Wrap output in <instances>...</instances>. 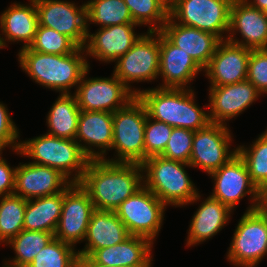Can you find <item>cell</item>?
Segmentation results:
<instances>
[{
  "label": "cell",
  "instance_id": "5bb4252c",
  "mask_svg": "<svg viewBox=\"0 0 267 267\" xmlns=\"http://www.w3.org/2000/svg\"><path fill=\"white\" fill-rule=\"evenodd\" d=\"M35 6L40 26L54 29L84 48L88 34L86 3L78 7L64 0H35Z\"/></svg>",
  "mask_w": 267,
  "mask_h": 267
},
{
  "label": "cell",
  "instance_id": "f546056e",
  "mask_svg": "<svg viewBox=\"0 0 267 267\" xmlns=\"http://www.w3.org/2000/svg\"><path fill=\"white\" fill-rule=\"evenodd\" d=\"M87 32L89 24L101 28L112 25L134 23L124 0H90L86 3ZM91 22V23H89Z\"/></svg>",
  "mask_w": 267,
  "mask_h": 267
},
{
  "label": "cell",
  "instance_id": "2e32d148",
  "mask_svg": "<svg viewBox=\"0 0 267 267\" xmlns=\"http://www.w3.org/2000/svg\"><path fill=\"white\" fill-rule=\"evenodd\" d=\"M261 94L248 80L209 88V118L212 123L227 125L225 121L235 118L258 99Z\"/></svg>",
  "mask_w": 267,
  "mask_h": 267
},
{
  "label": "cell",
  "instance_id": "3957f363",
  "mask_svg": "<svg viewBox=\"0 0 267 267\" xmlns=\"http://www.w3.org/2000/svg\"><path fill=\"white\" fill-rule=\"evenodd\" d=\"M144 104L147 116L166 123L173 128L197 131L211 121L209 112L195 102L191 88H157L138 90L136 95Z\"/></svg>",
  "mask_w": 267,
  "mask_h": 267
},
{
  "label": "cell",
  "instance_id": "5b68a950",
  "mask_svg": "<svg viewBox=\"0 0 267 267\" xmlns=\"http://www.w3.org/2000/svg\"><path fill=\"white\" fill-rule=\"evenodd\" d=\"M15 152L32 158L34 164L57 169L72 183L81 181L90 161L75 140L48 134L21 141Z\"/></svg>",
  "mask_w": 267,
  "mask_h": 267
},
{
  "label": "cell",
  "instance_id": "30bf717a",
  "mask_svg": "<svg viewBox=\"0 0 267 267\" xmlns=\"http://www.w3.org/2000/svg\"><path fill=\"white\" fill-rule=\"evenodd\" d=\"M165 209L166 205L143 185L114 212L130 235L146 237L153 242L161 229Z\"/></svg>",
  "mask_w": 267,
  "mask_h": 267
},
{
  "label": "cell",
  "instance_id": "83f0119b",
  "mask_svg": "<svg viewBox=\"0 0 267 267\" xmlns=\"http://www.w3.org/2000/svg\"><path fill=\"white\" fill-rule=\"evenodd\" d=\"M65 190L51 196L27 200L24 229L54 234L60 219Z\"/></svg>",
  "mask_w": 267,
  "mask_h": 267
},
{
  "label": "cell",
  "instance_id": "ffe728a7",
  "mask_svg": "<svg viewBox=\"0 0 267 267\" xmlns=\"http://www.w3.org/2000/svg\"><path fill=\"white\" fill-rule=\"evenodd\" d=\"M75 141L90 160H103L106 151L112 147L113 113L81 110ZM92 146L98 148V151L96 152Z\"/></svg>",
  "mask_w": 267,
  "mask_h": 267
},
{
  "label": "cell",
  "instance_id": "d6a6232c",
  "mask_svg": "<svg viewBox=\"0 0 267 267\" xmlns=\"http://www.w3.org/2000/svg\"><path fill=\"white\" fill-rule=\"evenodd\" d=\"M26 204L15 194L0 197V243L7 244L24 229Z\"/></svg>",
  "mask_w": 267,
  "mask_h": 267
},
{
  "label": "cell",
  "instance_id": "60d3db41",
  "mask_svg": "<svg viewBox=\"0 0 267 267\" xmlns=\"http://www.w3.org/2000/svg\"><path fill=\"white\" fill-rule=\"evenodd\" d=\"M15 171L0 154V197L14 194Z\"/></svg>",
  "mask_w": 267,
  "mask_h": 267
},
{
  "label": "cell",
  "instance_id": "7a4b0ae2",
  "mask_svg": "<svg viewBox=\"0 0 267 267\" xmlns=\"http://www.w3.org/2000/svg\"><path fill=\"white\" fill-rule=\"evenodd\" d=\"M84 52V48L79 47L67 55L44 54L27 47L20 49L18 61L35 83L61 94H70V89L77 88L83 73L90 67Z\"/></svg>",
  "mask_w": 267,
  "mask_h": 267
},
{
  "label": "cell",
  "instance_id": "836d02e7",
  "mask_svg": "<svg viewBox=\"0 0 267 267\" xmlns=\"http://www.w3.org/2000/svg\"><path fill=\"white\" fill-rule=\"evenodd\" d=\"M134 23L149 24L147 31H160L169 18V5L166 0H124Z\"/></svg>",
  "mask_w": 267,
  "mask_h": 267
},
{
  "label": "cell",
  "instance_id": "8992f818",
  "mask_svg": "<svg viewBox=\"0 0 267 267\" xmlns=\"http://www.w3.org/2000/svg\"><path fill=\"white\" fill-rule=\"evenodd\" d=\"M147 111L136 96L125 107L113 113L112 149L116 151L115 159L110 162L138 163L144 162L145 123Z\"/></svg>",
  "mask_w": 267,
  "mask_h": 267
},
{
  "label": "cell",
  "instance_id": "f1b7e54d",
  "mask_svg": "<svg viewBox=\"0 0 267 267\" xmlns=\"http://www.w3.org/2000/svg\"><path fill=\"white\" fill-rule=\"evenodd\" d=\"M80 111L74 94H60L48 112L46 134L75 140Z\"/></svg>",
  "mask_w": 267,
  "mask_h": 267
},
{
  "label": "cell",
  "instance_id": "74e56055",
  "mask_svg": "<svg viewBox=\"0 0 267 267\" xmlns=\"http://www.w3.org/2000/svg\"><path fill=\"white\" fill-rule=\"evenodd\" d=\"M194 132L186 128H173L169 141L161 156L166 159L189 164Z\"/></svg>",
  "mask_w": 267,
  "mask_h": 267
},
{
  "label": "cell",
  "instance_id": "9a60e30c",
  "mask_svg": "<svg viewBox=\"0 0 267 267\" xmlns=\"http://www.w3.org/2000/svg\"><path fill=\"white\" fill-rule=\"evenodd\" d=\"M94 211L95 207L88 192L79 183H71L65 189L54 237L72 246L84 241Z\"/></svg>",
  "mask_w": 267,
  "mask_h": 267
},
{
  "label": "cell",
  "instance_id": "4fadbf2b",
  "mask_svg": "<svg viewBox=\"0 0 267 267\" xmlns=\"http://www.w3.org/2000/svg\"><path fill=\"white\" fill-rule=\"evenodd\" d=\"M226 125L210 122L194 132L189 165L199 168L208 175L218 170L237 154V148L230 151L232 136Z\"/></svg>",
  "mask_w": 267,
  "mask_h": 267
},
{
  "label": "cell",
  "instance_id": "603a6c76",
  "mask_svg": "<svg viewBox=\"0 0 267 267\" xmlns=\"http://www.w3.org/2000/svg\"><path fill=\"white\" fill-rule=\"evenodd\" d=\"M203 69L181 48L172 44L160 32V88H188L187 84Z\"/></svg>",
  "mask_w": 267,
  "mask_h": 267
},
{
  "label": "cell",
  "instance_id": "1f68e13d",
  "mask_svg": "<svg viewBox=\"0 0 267 267\" xmlns=\"http://www.w3.org/2000/svg\"><path fill=\"white\" fill-rule=\"evenodd\" d=\"M251 146H238L237 153L244 160L252 183L262 193L267 188V129Z\"/></svg>",
  "mask_w": 267,
  "mask_h": 267
},
{
  "label": "cell",
  "instance_id": "7c38bea8",
  "mask_svg": "<svg viewBox=\"0 0 267 267\" xmlns=\"http://www.w3.org/2000/svg\"><path fill=\"white\" fill-rule=\"evenodd\" d=\"M209 176L213 178L215 184L210 195L214 199L234 210L238 202L247 194L252 197V204L246 211L258 208L262 193L252 183L247 166L238 153Z\"/></svg>",
  "mask_w": 267,
  "mask_h": 267
},
{
  "label": "cell",
  "instance_id": "ba28073f",
  "mask_svg": "<svg viewBox=\"0 0 267 267\" xmlns=\"http://www.w3.org/2000/svg\"><path fill=\"white\" fill-rule=\"evenodd\" d=\"M232 2L233 0H173L169 5V16L178 24L210 32L221 40H226L223 34L229 32Z\"/></svg>",
  "mask_w": 267,
  "mask_h": 267
},
{
  "label": "cell",
  "instance_id": "4dcf8cb0",
  "mask_svg": "<svg viewBox=\"0 0 267 267\" xmlns=\"http://www.w3.org/2000/svg\"><path fill=\"white\" fill-rule=\"evenodd\" d=\"M53 238L54 234L51 232L23 229L7 243L12 246L16 256L8 262L5 261L4 267H27Z\"/></svg>",
  "mask_w": 267,
  "mask_h": 267
},
{
  "label": "cell",
  "instance_id": "8d00e7d4",
  "mask_svg": "<svg viewBox=\"0 0 267 267\" xmlns=\"http://www.w3.org/2000/svg\"><path fill=\"white\" fill-rule=\"evenodd\" d=\"M172 130V126L147 116L145 123L144 161L150 157L163 154Z\"/></svg>",
  "mask_w": 267,
  "mask_h": 267
},
{
  "label": "cell",
  "instance_id": "52a82bcc",
  "mask_svg": "<svg viewBox=\"0 0 267 267\" xmlns=\"http://www.w3.org/2000/svg\"><path fill=\"white\" fill-rule=\"evenodd\" d=\"M113 74L135 95L129 84L157 79L160 68V31L143 33L123 56L115 61Z\"/></svg>",
  "mask_w": 267,
  "mask_h": 267
},
{
  "label": "cell",
  "instance_id": "ac0fdd59",
  "mask_svg": "<svg viewBox=\"0 0 267 267\" xmlns=\"http://www.w3.org/2000/svg\"><path fill=\"white\" fill-rule=\"evenodd\" d=\"M236 32L241 34L243 40L234 36ZM228 33L226 40L231 43L251 50L267 49V13L249 5L245 0H233Z\"/></svg>",
  "mask_w": 267,
  "mask_h": 267
},
{
  "label": "cell",
  "instance_id": "ee69618b",
  "mask_svg": "<svg viewBox=\"0 0 267 267\" xmlns=\"http://www.w3.org/2000/svg\"><path fill=\"white\" fill-rule=\"evenodd\" d=\"M258 209L263 213V215L267 219V197H261Z\"/></svg>",
  "mask_w": 267,
  "mask_h": 267
},
{
  "label": "cell",
  "instance_id": "9c48e42d",
  "mask_svg": "<svg viewBox=\"0 0 267 267\" xmlns=\"http://www.w3.org/2000/svg\"><path fill=\"white\" fill-rule=\"evenodd\" d=\"M227 252L231 264L256 267L267 255V219L257 208L240 218Z\"/></svg>",
  "mask_w": 267,
  "mask_h": 267
},
{
  "label": "cell",
  "instance_id": "e575fe53",
  "mask_svg": "<svg viewBox=\"0 0 267 267\" xmlns=\"http://www.w3.org/2000/svg\"><path fill=\"white\" fill-rule=\"evenodd\" d=\"M75 247L53 238L27 267H76Z\"/></svg>",
  "mask_w": 267,
  "mask_h": 267
},
{
  "label": "cell",
  "instance_id": "f35d334b",
  "mask_svg": "<svg viewBox=\"0 0 267 267\" xmlns=\"http://www.w3.org/2000/svg\"><path fill=\"white\" fill-rule=\"evenodd\" d=\"M247 80L260 94H267V49H252L248 61Z\"/></svg>",
  "mask_w": 267,
  "mask_h": 267
},
{
  "label": "cell",
  "instance_id": "ab89813d",
  "mask_svg": "<svg viewBox=\"0 0 267 267\" xmlns=\"http://www.w3.org/2000/svg\"><path fill=\"white\" fill-rule=\"evenodd\" d=\"M8 113L5 104L0 102V151L6 147H12V150L19 149L20 141L19 130Z\"/></svg>",
  "mask_w": 267,
  "mask_h": 267
},
{
  "label": "cell",
  "instance_id": "6da1fadb",
  "mask_svg": "<svg viewBox=\"0 0 267 267\" xmlns=\"http://www.w3.org/2000/svg\"><path fill=\"white\" fill-rule=\"evenodd\" d=\"M79 184L96 210L115 211L143 186V169L138 163L90 160Z\"/></svg>",
  "mask_w": 267,
  "mask_h": 267
},
{
  "label": "cell",
  "instance_id": "e0dca14e",
  "mask_svg": "<svg viewBox=\"0 0 267 267\" xmlns=\"http://www.w3.org/2000/svg\"><path fill=\"white\" fill-rule=\"evenodd\" d=\"M72 182L57 169L34 164H19L15 171L14 194L26 200L51 196L65 190Z\"/></svg>",
  "mask_w": 267,
  "mask_h": 267
},
{
  "label": "cell",
  "instance_id": "4316f807",
  "mask_svg": "<svg viewBox=\"0 0 267 267\" xmlns=\"http://www.w3.org/2000/svg\"><path fill=\"white\" fill-rule=\"evenodd\" d=\"M231 212L222 202L208 196L193 215L186 245L194 246L212 238L228 223Z\"/></svg>",
  "mask_w": 267,
  "mask_h": 267
},
{
  "label": "cell",
  "instance_id": "f6af8a7d",
  "mask_svg": "<svg viewBox=\"0 0 267 267\" xmlns=\"http://www.w3.org/2000/svg\"><path fill=\"white\" fill-rule=\"evenodd\" d=\"M261 197H267V188L262 192Z\"/></svg>",
  "mask_w": 267,
  "mask_h": 267
},
{
  "label": "cell",
  "instance_id": "7402d4cb",
  "mask_svg": "<svg viewBox=\"0 0 267 267\" xmlns=\"http://www.w3.org/2000/svg\"><path fill=\"white\" fill-rule=\"evenodd\" d=\"M160 32L172 44L188 53L203 70L222 41L210 32L178 24L170 16Z\"/></svg>",
  "mask_w": 267,
  "mask_h": 267
},
{
  "label": "cell",
  "instance_id": "484cf974",
  "mask_svg": "<svg viewBox=\"0 0 267 267\" xmlns=\"http://www.w3.org/2000/svg\"><path fill=\"white\" fill-rule=\"evenodd\" d=\"M129 236L126 226L114 211L95 209L84 239L85 247L77 252L90 256L95 250L122 243Z\"/></svg>",
  "mask_w": 267,
  "mask_h": 267
},
{
  "label": "cell",
  "instance_id": "b9f144b4",
  "mask_svg": "<svg viewBox=\"0 0 267 267\" xmlns=\"http://www.w3.org/2000/svg\"><path fill=\"white\" fill-rule=\"evenodd\" d=\"M76 267H115L106 266L95 262L90 256L78 254L76 259Z\"/></svg>",
  "mask_w": 267,
  "mask_h": 267
},
{
  "label": "cell",
  "instance_id": "d590c367",
  "mask_svg": "<svg viewBox=\"0 0 267 267\" xmlns=\"http://www.w3.org/2000/svg\"><path fill=\"white\" fill-rule=\"evenodd\" d=\"M29 48L44 54L67 55L75 52L79 46L66 35L38 25L34 41Z\"/></svg>",
  "mask_w": 267,
  "mask_h": 267
},
{
  "label": "cell",
  "instance_id": "44dd1931",
  "mask_svg": "<svg viewBox=\"0 0 267 267\" xmlns=\"http://www.w3.org/2000/svg\"><path fill=\"white\" fill-rule=\"evenodd\" d=\"M136 23L112 25L87 34L85 53L103 62H115L123 56L141 37L134 31Z\"/></svg>",
  "mask_w": 267,
  "mask_h": 267
},
{
  "label": "cell",
  "instance_id": "277c9868",
  "mask_svg": "<svg viewBox=\"0 0 267 267\" xmlns=\"http://www.w3.org/2000/svg\"><path fill=\"white\" fill-rule=\"evenodd\" d=\"M143 185L166 206H183L200 199V194L185 167L189 164L153 156L142 164ZM146 174V175H145Z\"/></svg>",
  "mask_w": 267,
  "mask_h": 267
},
{
  "label": "cell",
  "instance_id": "7bdbcfd3",
  "mask_svg": "<svg viewBox=\"0 0 267 267\" xmlns=\"http://www.w3.org/2000/svg\"><path fill=\"white\" fill-rule=\"evenodd\" d=\"M249 5L255 7L256 9L262 10L267 13V0H245Z\"/></svg>",
  "mask_w": 267,
  "mask_h": 267
},
{
  "label": "cell",
  "instance_id": "d4e9b609",
  "mask_svg": "<svg viewBox=\"0 0 267 267\" xmlns=\"http://www.w3.org/2000/svg\"><path fill=\"white\" fill-rule=\"evenodd\" d=\"M30 4L12 3L0 16V29L2 35L0 42L6 47V42H24L21 49L29 47L35 38L39 25L35 0ZM7 40V41H6Z\"/></svg>",
  "mask_w": 267,
  "mask_h": 267
},
{
  "label": "cell",
  "instance_id": "8fae6325",
  "mask_svg": "<svg viewBox=\"0 0 267 267\" xmlns=\"http://www.w3.org/2000/svg\"><path fill=\"white\" fill-rule=\"evenodd\" d=\"M89 69L83 73L74 93L80 110L114 113L136 97L114 74L111 78L87 79Z\"/></svg>",
  "mask_w": 267,
  "mask_h": 267
},
{
  "label": "cell",
  "instance_id": "cb8c5ba5",
  "mask_svg": "<svg viewBox=\"0 0 267 267\" xmlns=\"http://www.w3.org/2000/svg\"><path fill=\"white\" fill-rule=\"evenodd\" d=\"M153 243L146 237L130 235L122 243L95 250L90 257L106 266L151 267Z\"/></svg>",
  "mask_w": 267,
  "mask_h": 267
},
{
  "label": "cell",
  "instance_id": "d6986e66",
  "mask_svg": "<svg viewBox=\"0 0 267 267\" xmlns=\"http://www.w3.org/2000/svg\"><path fill=\"white\" fill-rule=\"evenodd\" d=\"M251 49L222 40L203 70L211 86H224L247 80Z\"/></svg>",
  "mask_w": 267,
  "mask_h": 267
}]
</instances>
